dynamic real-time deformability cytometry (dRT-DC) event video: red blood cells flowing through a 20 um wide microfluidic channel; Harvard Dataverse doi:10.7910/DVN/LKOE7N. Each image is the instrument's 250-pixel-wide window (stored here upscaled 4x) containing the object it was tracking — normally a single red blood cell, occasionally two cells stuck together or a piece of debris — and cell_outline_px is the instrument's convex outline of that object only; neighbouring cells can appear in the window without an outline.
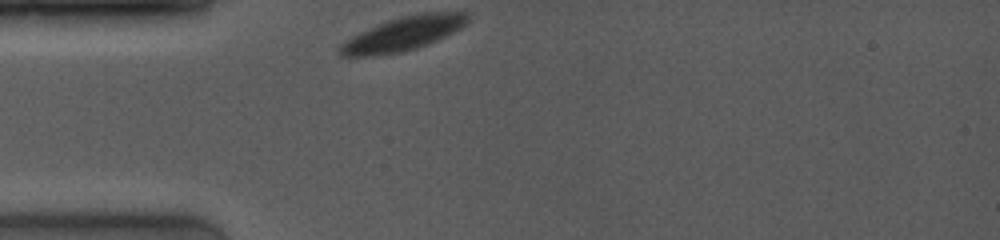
{"species": "common noctule bat (a hibernating species)", "species_latin": "Nyctalus noctula", "temperature_condition": "room temperature", "stored_images_in_passage": 6, "camera_frame_rate_fps": 4000, "um_per_image_px": 0.085, "animal": {"sex": "female", "body_mass_g": 19.0, "forearm_length_mm": 53.3}, "frame": {"image": 1, "passage_image": 1, "time_ms": 0.0, "image_size_px": [1000, 240], "cell_outline_px": [[468, 24], [428, 44], [416, 48], [400, 52], [372, 56], [340, 56], [340, 44], [352, 36], [368, 28], [388, 20], [404, 16], [424, 12], [468, 12]], "centroid_in_image_um": [34.28, 2.86], "position_along_channel_um": 50.7, "area_um2": 24.91}}